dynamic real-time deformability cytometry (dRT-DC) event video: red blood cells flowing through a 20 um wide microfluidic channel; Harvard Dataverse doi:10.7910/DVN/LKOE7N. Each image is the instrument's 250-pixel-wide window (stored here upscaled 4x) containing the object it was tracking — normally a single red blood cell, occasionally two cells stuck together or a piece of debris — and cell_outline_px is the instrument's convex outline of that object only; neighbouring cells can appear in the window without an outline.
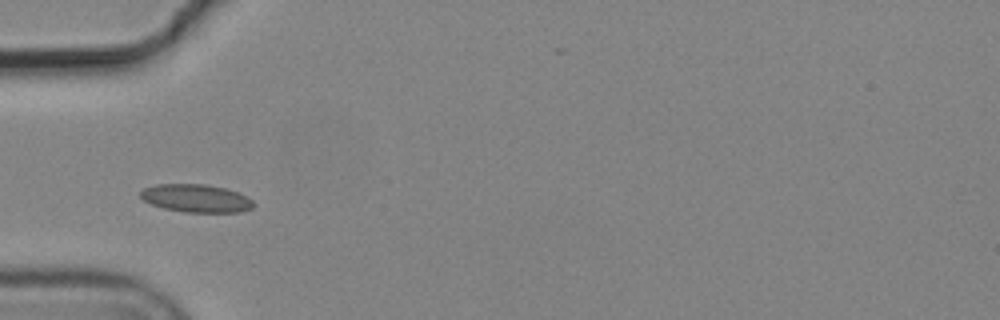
{"species": "common noctule bat (a hibernating species)", "species_latin": "Nyctalus noctula", "temperature_condition": "cold", "stored_images_in_passage": 4, "camera_frame_rate_fps": 3000, "um_per_image_px": 0.085, "animal": {"sex": "male", "body_mass_g": 19.2, "forearm_length_mm": 51.8}, "frame": {"image": 1, "passage_image": 2, "time_ms": 0.333, "image_size_px": [1000, 320], "cell_outline_px": [[256, 204], [252, 208], [240, 212], [184, 212], [164, 208], [152, 204], [144, 200], [140, 196], [140, 192], [144, 188], [156, 184], [204, 184], [224, 188], [248, 196]], "centroid_in_image_um": [16.69, 16.85], "position_along_channel_um": 68.3, "area_um2": 18.38}}
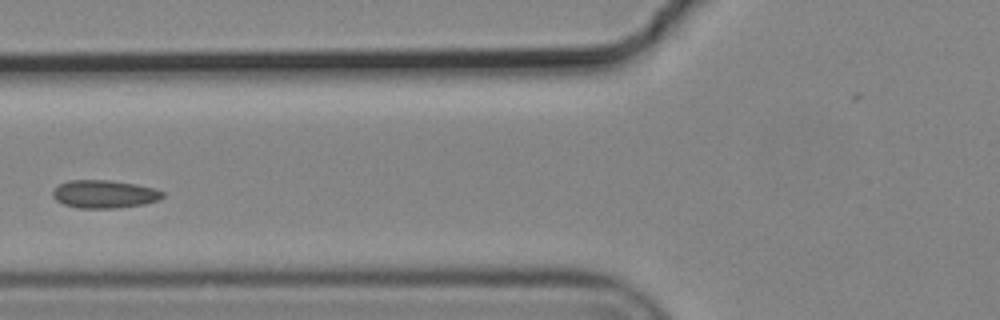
{"frame": {"image": 2, "passage_image": 3, "time_ms": 0.667, "image_size_px": [1000, 320], "cell_outline_px": [[164, 196], [160, 200], [144, 204], [120, 208], [80, 208], [64, 204], [56, 200], [52, 196], [52, 188], [68, 180], [112, 180], [136, 184], [156, 188], [164, 192]], "centroid_in_image_um": [8.89, 16.49], "position_along_channel_um": 116.9, "area_um2": 18.21}}
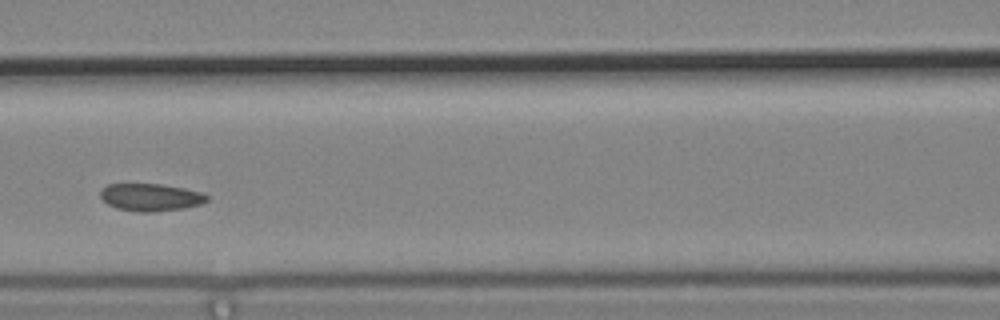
{"frame": {"image": 3, "passage_image": 4, "time_ms": 1.0, "image_size_px": [1000, 320], "cell_outline_px": [[208, 200], [200, 204], [184, 208], [152, 212], [136, 212], [116, 208], [108, 204], [100, 196], [100, 192], [108, 184], [160, 184], [184, 188], [200, 192], [208, 196]], "centroid_in_image_um": [12.8, 16.77], "position_along_channel_um": 153.8, "area_um2": 16.94}}